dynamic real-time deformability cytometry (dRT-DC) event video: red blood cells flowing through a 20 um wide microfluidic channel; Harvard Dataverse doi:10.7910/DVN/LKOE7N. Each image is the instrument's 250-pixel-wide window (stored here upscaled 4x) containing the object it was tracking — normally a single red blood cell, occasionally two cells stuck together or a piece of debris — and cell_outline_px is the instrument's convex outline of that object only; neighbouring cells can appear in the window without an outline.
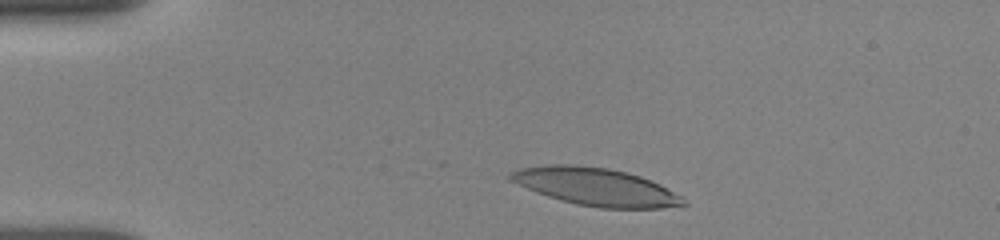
{"species": "human", "species_latin": "Homo sapiens", "temperature_condition": "room temperature", "stored_images_in_passage": 41, "camera_frame_rate_fps": 3000, "um_per_image_px": 0.085, "donor": {"sex": "female"}, "frame": {"image": 1, "passage_image": 3, "time_ms": 1.0, "image_size_px": [1000, 240], "cell_outline_px": [[688, 204], [660, 208], [600, 208], [576, 204], [560, 200], [536, 192], [508, 180], [508, 176], [512, 172], [520, 168], [548, 164], [576, 164], [608, 168], [628, 172], [640, 176], [660, 184], [684, 196]], "centroid_in_image_um": [50.66, 15.87], "position_along_channel_um": 34.3, "area_um2": 38.15}}
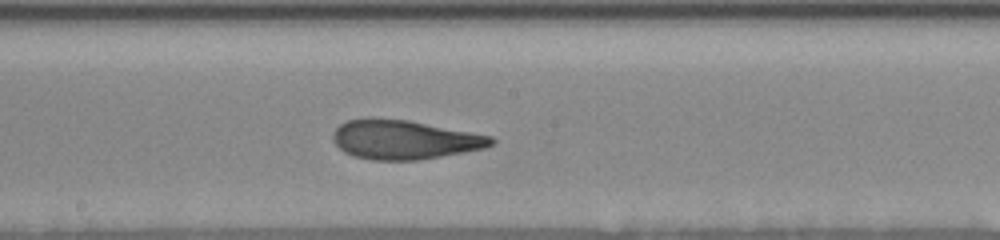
{"frame": {"image": 2, "passage_image": 25, "time_ms": 7.0, "image_size_px": [1000, 240], "cell_outline_px": [[496, 140], [492, 144], [484, 148], [464, 152], [416, 160], [372, 160], [352, 156], [344, 152], [332, 140], [332, 132], [340, 124], [348, 120], [372, 116], [408, 120], [492, 136]], "centroid_in_image_um": [34.31, 11.85], "position_along_channel_um": 213.9, "area_um2": 36.3}}
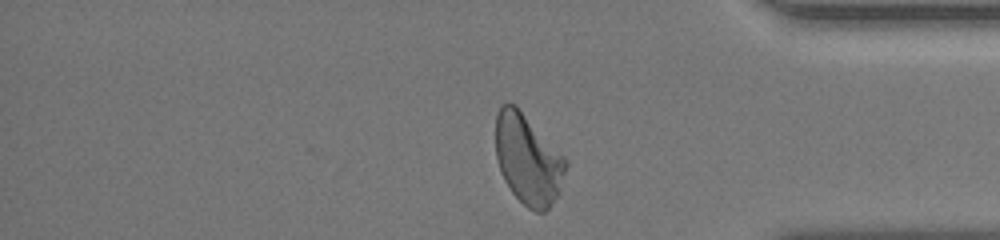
{"frame": {"image": 3, "passage_image": 41, "time_ms": 12.0, "image_size_px": [1000, 240], "cell_outline_px": [[568, 164], [560, 192], [548, 208], [544, 212], [536, 212], [528, 208], [512, 192], [504, 180], [500, 172], [496, 156], [496, 116], [500, 104], [508, 100], [516, 104], [568, 160]], "centroid_in_image_um": [44.88, 13.51], "position_along_channel_um": 390.3, "area_um2": 37.22}, "authors_computed_cell_mechanics": {"area_um2": 36.8186, "velocity_mm_per_s": 3.8237, "shape_relaxation_time_tau1_ms": 6.944, "shape_relaxation_time_tau2_ms": 1.4368, "deformation_change_tau1": 0.2243, "deformation_change_tau2": 0.0897}}